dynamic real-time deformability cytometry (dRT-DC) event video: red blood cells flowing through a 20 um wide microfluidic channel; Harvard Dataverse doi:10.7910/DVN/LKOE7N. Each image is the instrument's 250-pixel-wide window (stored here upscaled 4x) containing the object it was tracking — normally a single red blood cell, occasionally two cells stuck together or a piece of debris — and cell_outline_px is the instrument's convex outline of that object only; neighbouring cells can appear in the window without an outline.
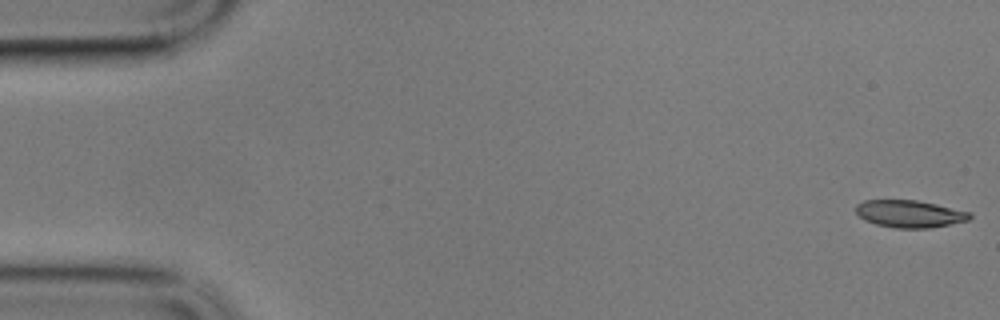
{"species": "common noctule bat (a hibernating species)", "species_latin": "Nyctalus noctula", "temperature_condition": "cold", "stored_images_in_passage": 60, "camera_frame_rate_fps": 3000, "um_per_image_px": 0.085, "animal": {"sex": "male", "body_mass_g": 17.9}, "frame": {"image": 1, "passage_image": 1, "time_ms": 0.0, "image_size_px": [1000, 320], "cell_outline_px": [[972, 216], [968, 220], [928, 228], [896, 228], [876, 224], [864, 220], [856, 212], [856, 204], [864, 200], [916, 200], [936, 204], [972, 212]], "centroid_in_image_um": [77.31, 18.17], "position_along_channel_um": 7.7, "area_um2": 18.03}}
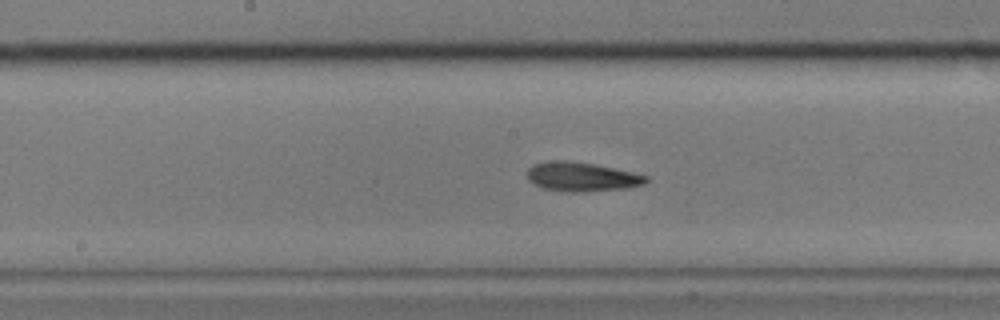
{"frame": {"image": 2, "passage_image": 30, "time_ms": 9.667, "image_size_px": [1000, 320], "cell_outline_px": [[648, 180], [644, 184], [628, 188], [584, 192], [568, 192], [544, 188], [532, 184], [528, 180], [528, 168], [532, 164], [552, 160], [568, 160], [596, 164], [616, 168], [648, 176]], "centroid_in_image_um": [49.44, 15.02], "position_along_channel_um": 198.8, "area_um2": 20.46}}
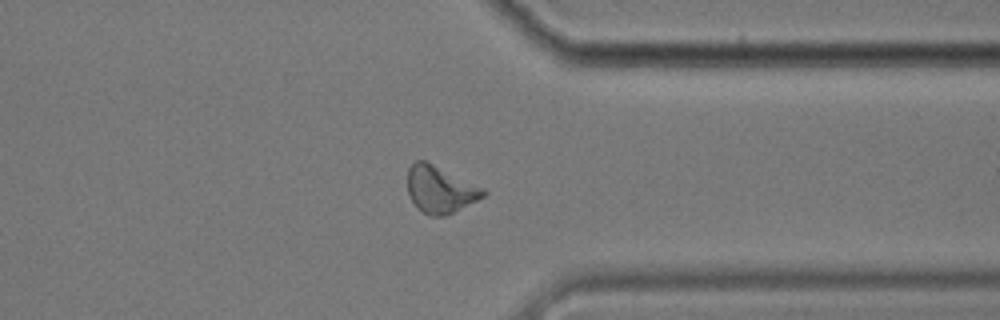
{"frame": {"image": 3, "passage_image": 46, "time_ms": 15.0, "image_size_px": [1000, 320], "cell_outline_px": [[488, 192], [484, 196], [444, 216], [428, 216], [412, 200], [408, 192], [408, 168], [416, 160], [424, 160], [484, 188]], "centroid_in_image_um": [37.4, 16.09], "position_along_channel_um": 374.0, "area_um2": 20.17}, "authors_computed_cell_mechanics": {"area_um2": 19.8543, "velocity_mm_per_s": 3.3579, "shape_relaxation_time_tau1_ms": 4.8958, "shape_relaxation_time_tau2_ms": 3.3407, "deformation_change_tau1": 0.1074, "deformation_change_tau2": 0.1149}}